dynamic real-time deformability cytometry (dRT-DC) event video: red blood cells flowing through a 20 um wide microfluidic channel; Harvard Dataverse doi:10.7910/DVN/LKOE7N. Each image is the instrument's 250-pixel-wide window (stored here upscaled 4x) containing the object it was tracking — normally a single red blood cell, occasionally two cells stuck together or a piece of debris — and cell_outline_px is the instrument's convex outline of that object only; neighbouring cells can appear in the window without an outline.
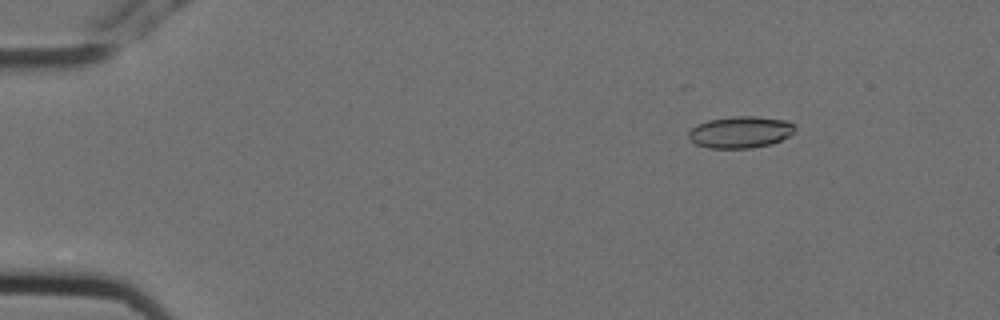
{"species": "Egyptian fruit bat (a non-hibernating species)", "species_latin": "Rousettus aegyptiacus", "temperature_condition": "cold", "stored_images_in_passage": 6, "camera_frame_rate_fps": 3000, "um_per_image_px": 0.085, "animal": {"sex": "female"}, "frame": {"image": 1, "passage_image": 2, "time_ms": 0.333, "image_size_px": [1000, 320], "cell_outline_px": [[796, 128], [788, 136], [772, 144], [752, 148], [708, 148], [696, 144], [688, 136], [688, 132], [696, 124], [708, 120], [732, 116], [756, 116], [788, 120], [796, 124]], "centroid_in_image_um": [62.95, 11.22], "position_along_channel_um": 22.0, "area_um2": 19.83}}
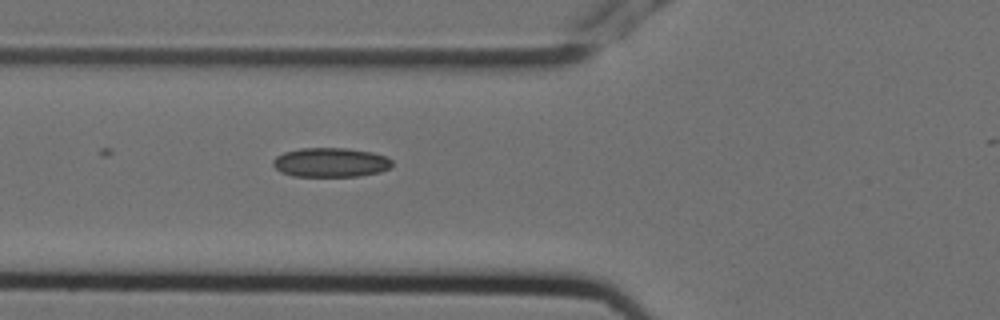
{"frame": {"image": 2, "passage_image": 6, "time_ms": 1.667, "image_size_px": [1000, 320], "cell_outline_px": [[392, 168], [380, 172], [360, 176], [292, 176], [280, 172], [272, 164], [272, 160], [276, 156], [284, 152], [300, 148], [348, 148], [372, 152], [384, 156], [392, 160]], "centroid_in_image_um": [28.1, 13.81], "position_along_channel_um": 97.7, "area_um2": 20.52}}